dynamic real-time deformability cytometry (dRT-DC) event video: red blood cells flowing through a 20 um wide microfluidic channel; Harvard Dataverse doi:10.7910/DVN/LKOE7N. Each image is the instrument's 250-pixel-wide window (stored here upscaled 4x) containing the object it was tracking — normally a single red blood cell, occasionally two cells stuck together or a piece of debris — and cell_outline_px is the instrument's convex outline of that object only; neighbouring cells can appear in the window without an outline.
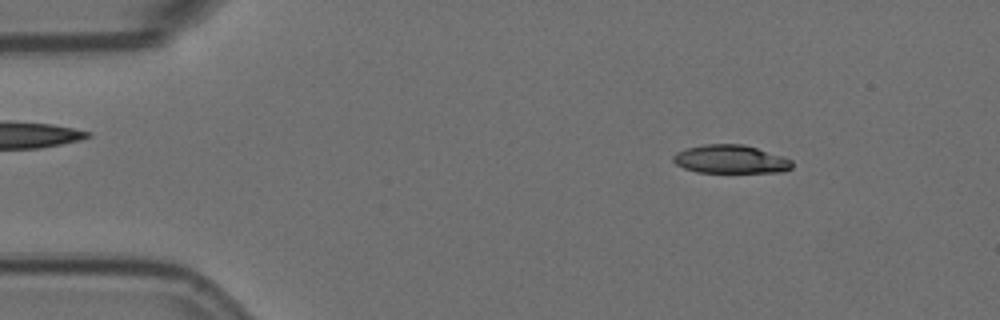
{"species": "Egyptian fruit bat (a non-hibernating species)", "species_latin": "Rousettus aegyptiacus", "temperature_condition": "room temperature", "stored_images_in_passage": 56, "camera_frame_rate_fps": 3000, "um_per_image_px": 0.085, "animal": {"sex": "female"}, "frame": {"image": 1, "passage_image": 7, "time_ms": 2.0, "image_size_px": [1000, 320], "cell_outline_px": [[792, 168], [784, 172], [696, 172], [684, 168], [676, 164], [672, 160], [672, 156], [676, 152], [684, 148], [704, 144], [744, 144], [784, 156], [792, 160]], "centroid_in_image_um": [62.09, 13.53], "position_along_channel_um": 22.9, "area_um2": 19.88}}
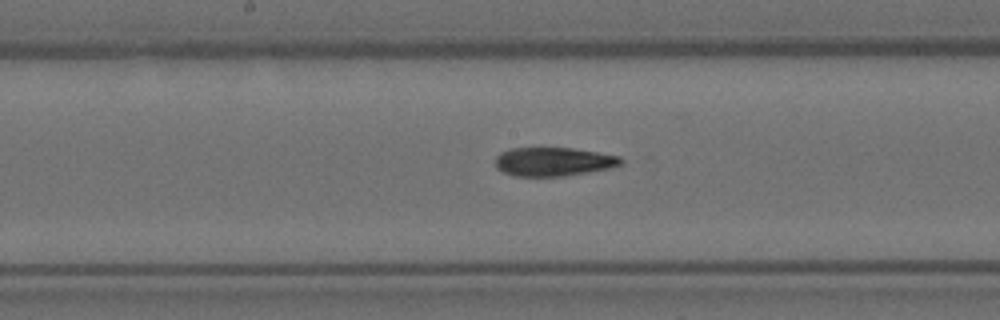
{"frame": {"image": 2, "passage_image": 28, "time_ms": 9.0, "image_size_px": [1000, 320], "cell_outline_px": [[624, 164], [612, 168], [564, 176], [512, 176], [496, 168], [496, 156], [500, 152], [508, 148], [572, 148], [620, 156], [624, 160]], "centroid_in_image_um": [47.06, 13.74], "position_along_channel_um": 201.1, "area_um2": 21.21}}
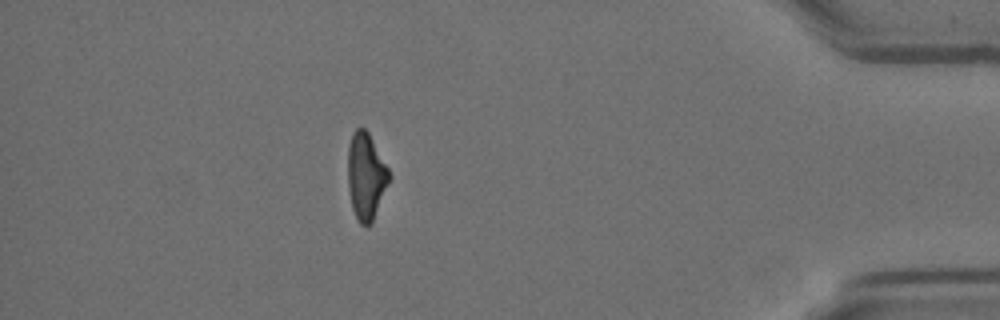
{"frame": {"image": 3, "passage_image": 49, "time_ms": 16.0, "image_size_px": [1000, 320], "cell_outline_px": [[392, 176], [372, 224], [360, 224], [352, 208], [348, 188], [348, 148], [352, 132], [356, 128], [364, 128], [368, 132], [388, 168]], "centroid_in_image_um": [31.12, 14.98], "position_along_channel_um": 404.1, "area_um2": 20.92}, "authors_computed_cell_mechanics": {"area_um2": 21.386, "velocity_mm_per_s": 3.5879, "shape_relaxation_time_tau1_ms": null, "shape_relaxation_time_tau2_ms": 4.7306, "deformation_change_tau1": null, "deformation_change_tau2": 0.1338}}